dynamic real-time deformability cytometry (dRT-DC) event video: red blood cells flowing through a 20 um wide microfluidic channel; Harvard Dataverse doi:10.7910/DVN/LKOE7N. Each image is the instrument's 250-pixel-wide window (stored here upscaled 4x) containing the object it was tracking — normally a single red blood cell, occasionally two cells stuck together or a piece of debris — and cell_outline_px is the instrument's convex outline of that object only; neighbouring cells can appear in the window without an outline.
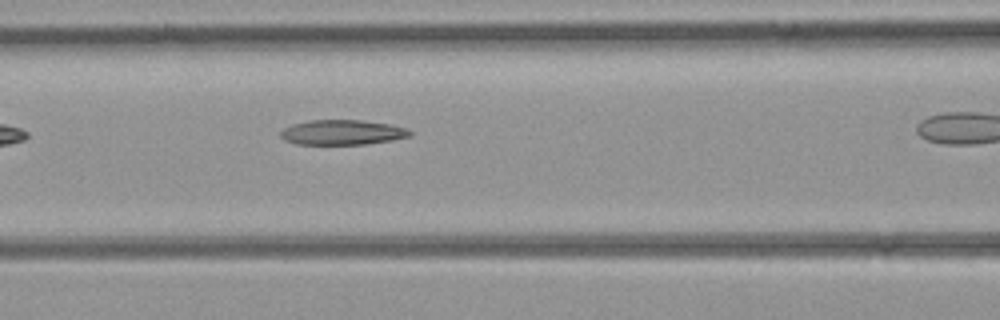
{"species": "common noctule bat (a hibernating species)", "species_latin": "Nyctalus noctula", "temperature_condition": "room temperature", "stored_images_in_passage": 10, "camera_frame_rate_fps": 3000, "um_per_image_px": 0.085, "animal": {"sex": "female", "body_mass_g": 21.9}, "frame": {"image": 1, "passage_image": 7, "time_ms": 2.0, "image_size_px": [1000, 320], "cell_outline_px": [[412, 136], [392, 140], [368, 144], [296, 144], [284, 140], [280, 136], [280, 132], [284, 128], [292, 124], [308, 120], [360, 120], [388, 124], [404, 128], [412, 132]], "centroid_in_image_um": [29.07, 11.25], "position_along_channel_um": 137.5, "area_um2": 18.79}}